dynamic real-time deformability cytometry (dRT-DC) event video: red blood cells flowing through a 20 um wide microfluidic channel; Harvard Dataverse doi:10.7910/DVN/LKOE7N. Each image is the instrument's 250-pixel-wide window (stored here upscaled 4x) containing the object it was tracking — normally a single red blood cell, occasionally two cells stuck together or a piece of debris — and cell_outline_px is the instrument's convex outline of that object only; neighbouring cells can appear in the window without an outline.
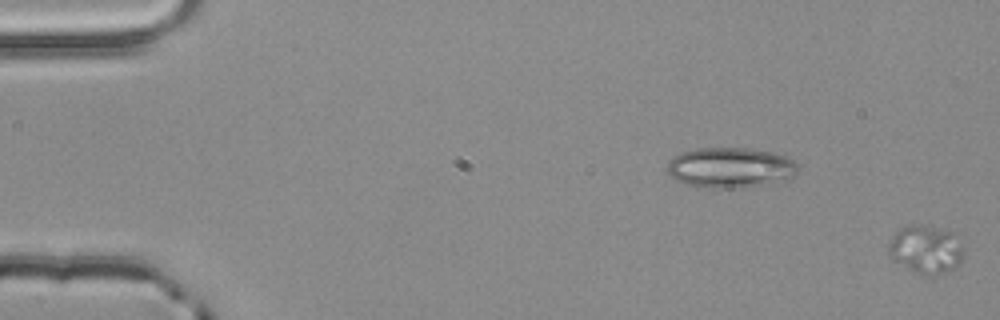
{"species": "common noctule bat (a hibernating species)", "species_latin": "Nyctalus noctula", "temperature_condition": "room temperature", "stored_images_in_passage": 2, "segment_of_instrument_passage": [2, 2], "camera_frame_rate_fps": 3000, "um_per_image_px": 0.085, "animal": {"sex": "male", "body_mass_g": 20.4}, "frame": {"image": 1, "passage_image": 2, "time_ms": 0.333, "image_size_px": [1000, 320], "cell_outline_px": [[964, 256], [952, 268], [936, 276], [924, 276], [908, 268], [896, 260], [888, 252], [888, 248], [896, 232], [900, 228], [912, 224], [924, 224], [952, 232], [964, 248]], "centroid_in_image_um": [78.72, 21.19], "position_along_channel_um": 6.3, "area_um2": 20.75}}